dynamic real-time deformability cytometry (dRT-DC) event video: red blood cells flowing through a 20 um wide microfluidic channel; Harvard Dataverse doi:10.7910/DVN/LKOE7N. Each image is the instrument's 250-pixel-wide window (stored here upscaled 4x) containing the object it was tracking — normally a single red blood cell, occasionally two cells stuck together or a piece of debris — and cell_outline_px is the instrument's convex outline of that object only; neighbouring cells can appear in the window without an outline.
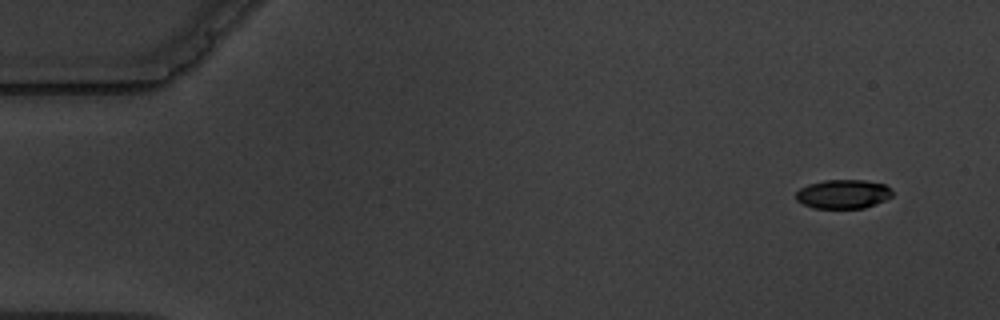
{"species": "common noctule bat (a hibernating species)", "species_latin": "Nyctalus noctula", "temperature_condition": "warm", "stored_images_in_passage": 10, "camera_frame_rate_fps": 3000, "um_per_image_px": 0.085, "animal": {"sex": "male", "body_mass_g": 19.5, "forearm_length_mm": 54.6}, "frame": {"image": 1, "passage_image": 1, "time_ms": 0.0, "image_size_px": [1000, 320], "cell_outline_px": [[892, 196], [876, 204], [864, 208], [812, 208], [796, 200], [796, 192], [800, 188], [808, 184], [824, 180], [864, 180], [884, 184], [892, 188]], "centroid_in_image_um": [71.67, 16.49], "position_along_channel_um": 13.3, "area_um2": 16.36}}
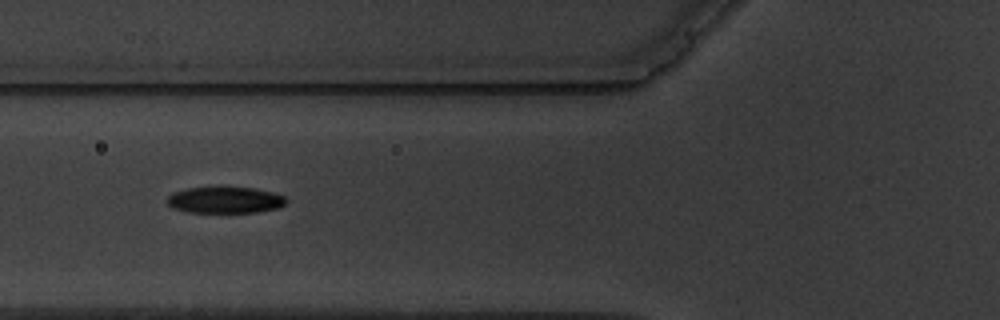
{"frame": {"image": 2, "passage_image": 6, "time_ms": 6.0, "image_size_px": [1000, 320], "cell_outline_px": [[288, 200], [280, 208], [256, 212], [188, 212], [172, 208], [168, 204], [168, 196], [172, 192], [188, 188], [252, 188], [272, 192], [284, 196]], "centroid_in_image_um": [19.14, 17.01], "position_along_channel_um": 106.7, "area_um2": 18.09}}
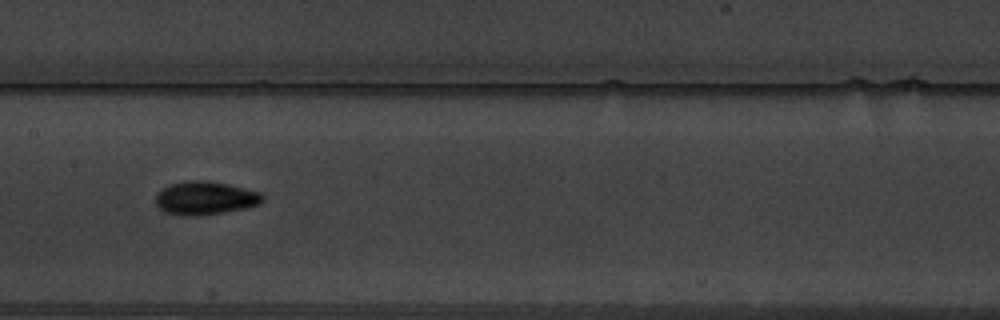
{"frame": {"image": 3, "passage_image": 8, "time_ms": 8.333, "image_size_px": [1000, 320], "cell_outline_px": [[264, 200], [260, 204], [244, 208], [224, 212], [196, 216], [184, 216], [164, 212], [156, 204], [156, 192], [160, 188], [168, 184], [188, 180], [204, 180], [228, 184], [260, 192], [264, 196]], "centroid_in_image_um": [17.4, 16.83], "position_along_channel_um": 190.0, "area_um2": 20.98}}